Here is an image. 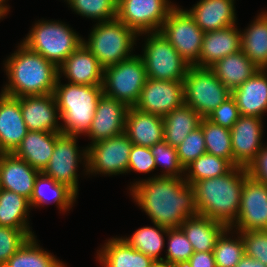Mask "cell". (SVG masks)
<instances>
[{
	"mask_svg": "<svg viewBox=\"0 0 267 267\" xmlns=\"http://www.w3.org/2000/svg\"><path fill=\"white\" fill-rule=\"evenodd\" d=\"M9 79L2 93L13 96L52 94L59 77L58 67L21 43L5 62Z\"/></svg>",
	"mask_w": 267,
	"mask_h": 267,
	"instance_id": "obj_3",
	"label": "cell"
},
{
	"mask_svg": "<svg viewBox=\"0 0 267 267\" xmlns=\"http://www.w3.org/2000/svg\"><path fill=\"white\" fill-rule=\"evenodd\" d=\"M77 136L61 134L55 141V148L48 165L42 171L54 181L67 185L78 193L77 164L79 159Z\"/></svg>",
	"mask_w": 267,
	"mask_h": 267,
	"instance_id": "obj_15",
	"label": "cell"
},
{
	"mask_svg": "<svg viewBox=\"0 0 267 267\" xmlns=\"http://www.w3.org/2000/svg\"><path fill=\"white\" fill-rule=\"evenodd\" d=\"M5 14L6 13L0 8V19H1V17H4Z\"/></svg>",
	"mask_w": 267,
	"mask_h": 267,
	"instance_id": "obj_52",
	"label": "cell"
},
{
	"mask_svg": "<svg viewBox=\"0 0 267 267\" xmlns=\"http://www.w3.org/2000/svg\"><path fill=\"white\" fill-rule=\"evenodd\" d=\"M29 200L9 190L0 189V226L30 229L27 215Z\"/></svg>",
	"mask_w": 267,
	"mask_h": 267,
	"instance_id": "obj_33",
	"label": "cell"
},
{
	"mask_svg": "<svg viewBox=\"0 0 267 267\" xmlns=\"http://www.w3.org/2000/svg\"><path fill=\"white\" fill-rule=\"evenodd\" d=\"M82 42L81 37L59 21H39L22 43L59 67Z\"/></svg>",
	"mask_w": 267,
	"mask_h": 267,
	"instance_id": "obj_6",
	"label": "cell"
},
{
	"mask_svg": "<svg viewBox=\"0 0 267 267\" xmlns=\"http://www.w3.org/2000/svg\"><path fill=\"white\" fill-rule=\"evenodd\" d=\"M241 50V32L231 27L205 32L199 56V67H211L215 62Z\"/></svg>",
	"mask_w": 267,
	"mask_h": 267,
	"instance_id": "obj_23",
	"label": "cell"
},
{
	"mask_svg": "<svg viewBox=\"0 0 267 267\" xmlns=\"http://www.w3.org/2000/svg\"><path fill=\"white\" fill-rule=\"evenodd\" d=\"M104 267H150L154 260L130 247L123 239H109L98 253Z\"/></svg>",
	"mask_w": 267,
	"mask_h": 267,
	"instance_id": "obj_29",
	"label": "cell"
},
{
	"mask_svg": "<svg viewBox=\"0 0 267 267\" xmlns=\"http://www.w3.org/2000/svg\"><path fill=\"white\" fill-rule=\"evenodd\" d=\"M129 107L104 94L99 98L90 129L86 134L92 143L124 133Z\"/></svg>",
	"mask_w": 267,
	"mask_h": 267,
	"instance_id": "obj_17",
	"label": "cell"
},
{
	"mask_svg": "<svg viewBox=\"0 0 267 267\" xmlns=\"http://www.w3.org/2000/svg\"><path fill=\"white\" fill-rule=\"evenodd\" d=\"M262 120L256 116H240L230 129L233 166L245 167L255 159L263 147Z\"/></svg>",
	"mask_w": 267,
	"mask_h": 267,
	"instance_id": "obj_16",
	"label": "cell"
},
{
	"mask_svg": "<svg viewBox=\"0 0 267 267\" xmlns=\"http://www.w3.org/2000/svg\"><path fill=\"white\" fill-rule=\"evenodd\" d=\"M246 169L251 178L267 185V147L261 148Z\"/></svg>",
	"mask_w": 267,
	"mask_h": 267,
	"instance_id": "obj_47",
	"label": "cell"
},
{
	"mask_svg": "<svg viewBox=\"0 0 267 267\" xmlns=\"http://www.w3.org/2000/svg\"><path fill=\"white\" fill-rule=\"evenodd\" d=\"M159 32L190 66L199 67L204 32L188 11L175 6L169 12Z\"/></svg>",
	"mask_w": 267,
	"mask_h": 267,
	"instance_id": "obj_10",
	"label": "cell"
},
{
	"mask_svg": "<svg viewBox=\"0 0 267 267\" xmlns=\"http://www.w3.org/2000/svg\"><path fill=\"white\" fill-rule=\"evenodd\" d=\"M32 236L30 229L0 226V267Z\"/></svg>",
	"mask_w": 267,
	"mask_h": 267,
	"instance_id": "obj_41",
	"label": "cell"
},
{
	"mask_svg": "<svg viewBox=\"0 0 267 267\" xmlns=\"http://www.w3.org/2000/svg\"><path fill=\"white\" fill-rule=\"evenodd\" d=\"M183 104V81H167L147 78L141 91L140 98L134 107L143 112L164 117Z\"/></svg>",
	"mask_w": 267,
	"mask_h": 267,
	"instance_id": "obj_13",
	"label": "cell"
},
{
	"mask_svg": "<svg viewBox=\"0 0 267 267\" xmlns=\"http://www.w3.org/2000/svg\"><path fill=\"white\" fill-rule=\"evenodd\" d=\"M234 223L239 231L267 230L266 184L249 175L245 178L241 191L240 209Z\"/></svg>",
	"mask_w": 267,
	"mask_h": 267,
	"instance_id": "obj_14",
	"label": "cell"
},
{
	"mask_svg": "<svg viewBox=\"0 0 267 267\" xmlns=\"http://www.w3.org/2000/svg\"><path fill=\"white\" fill-rule=\"evenodd\" d=\"M46 185L50 188L52 193V201L48 200V194L46 193ZM50 194V192H49ZM77 194L69 188L67 185L54 181L50 176L45 175L43 172H39L34 182V188L29 200L31 206H39L52 203L53 201L59 206L60 210H67L73 205Z\"/></svg>",
	"mask_w": 267,
	"mask_h": 267,
	"instance_id": "obj_32",
	"label": "cell"
},
{
	"mask_svg": "<svg viewBox=\"0 0 267 267\" xmlns=\"http://www.w3.org/2000/svg\"><path fill=\"white\" fill-rule=\"evenodd\" d=\"M230 228L224 231L217 239L213 249L216 267H235L245 255L242 237L238 236V240L228 239L225 235Z\"/></svg>",
	"mask_w": 267,
	"mask_h": 267,
	"instance_id": "obj_39",
	"label": "cell"
},
{
	"mask_svg": "<svg viewBox=\"0 0 267 267\" xmlns=\"http://www.w3.org/2000/svg\"><path fill=\"white\" fill-rule=\"evenodd\" d=\"M22 117L28 131L62 133L58 106L52 94L19 97ZM57 113V114H56Z\"/></svg>",
	"mask_w": 267,
	"mask_h": 267,
	"instance_id": "obj_18",
	"label": "cell"
},
{
	"mask_svg": "<svg viewBox=\"0 0 267 267\" xmlns=\"http://www.w3.org/2000/svg\"><path fill=\"white\" fill-rule=\"evenodd\" d=\"M153 227H142L129 238H122L130 247L151 257L154 261H163L159 254L164 246L161 233H167L168 228L154 224Z\"/></svg>",
	"mask_w": 267,
	"mask_h": 267,
	"instance_id": "obj_36",
	"label": "cell"
},
{
	"mask_svg": "<svg viewBox=\"0 0 267 267\" xmlns=\"http://www.w3.org/2000/svg\"><path fill=\"white\" fill-rule=\"evenodd\" d=\"M61 134L28 131L13 154L42 172L48 165L55 148V141Z\"/></svg>",
	"mask_w": 267,
	"mask_h": 267,
	"instance_id": "obj_26",
	"label": "cell"
},
{
	"mask_svg": "<svg viewBox=\"0 0 267 267\" xmlns=\"http://www.w3.org/2000/svg\"><path fill=\"white\" fill-rule=\"evenodd\" d=\"M133 198L153 224L180 227L186 219L198 216L194 190L183 177L154 176L130 188Z\"/></svg>",
	"mask_w": 267,
	"mask_h": 267,
	"instance_id": "obj_1",
	"label": "cell"
},
{
	"mask_svg": "<svg viewBox=\"0 0 267 267\" xmlns=\"http://www.w3.org/2000/svg\"><path fill=\"white\" fill-rule=\"evenodd\" d=\"M124 134L134 145L150 148L164 140L163 117L129 107Z\"/></svg>",
	"mask_w": 267,
	"mask_h": 267,
	"instance_id": "obj_22",
	"label": "cell"
},
{
	"mask_svg": "<svg viewBox=\"0 0 267 267\" xmlns=\"http://www.w3.org/2000/svg\"><path fill=\"white\" fill-rule=\"evenodd\" d=\"M34 237H29L2 267H65L50 253L42 250Z\"/></svg>",
	"mask_w": 267,
	"mask_h": 267,
	"instance_id": "obj_34",
	"label": "cell"
},
{
	"mask_svg": "<svg viewBox=\"0 0 267 267\" xmlns=\"http://www.w3.org/2000/svg\"><path fill=\"white\" fill-rule=\"evenodd\" d=\"M241 50L260 69L267 65V12L241 33Z\"/></svg>",
	"mask_w": 267,
	"mask_h": 267,
	"instance_id": "obj_31",
	"label": "cell"
},
{
	"mask_svg": "<svg viewBox=\"0 0 267 267\" xmlns=\"http://www.w3.org/2000/svg\"><path fill=\"white\" fill-rule=\"evenodd\" d=\"M167 0H118L117 19L137 34L159 32L175 7Z\"/></svg>",
	"mask_w": 267,
	"mask_h": 267,
	"instance_id": "obj_12",
	"label": "cell"
},
{
	"mask_svg": "<svg viewBox=\"0 0 267 267\" xmlns=\"http://www.w3.org/2000/svg\"><path fill=\"white\" fill-rule=\"evenodd\" d=\"M183 267H216L213 252H194Z\"/></svg>",
	"mask_w": 267,
	"mask_h": 267,
	"instance_id": "obj_48",
	"label": "cell"
},
{
	"mask_svg": "<svg viewBox=\"0 0 267 267\" xmlns=\"http://www.w3.org/2000/svg\"><path fill=\"white\" fill-rule=\"evenodd\" d=\"M235 267H267V266L262 262L255 260L254 258L247 256L245 254Z\"/></svg>",
	"mask_w": 267,
	"mask_h": 267,
	"instance_id": "obj_49",
	"label": "cell"
},
{
	"mask_svg": "<svg viewBox=\"0 0 267 267\" xmlns=\"http://www.w3.org/2000/svg\"><path fill=\"white\" fill-rule=\"evenodd\" d=\"M150 150L154 156L156 167L162 165L165 167V170H167L164 174L159 176L181 177L180 173L182 174L183 172L184 174L185 169L180 164L177 149L175 147H172L163 140L150 147Z\"/></svg>",
	"mask_w": 267,
	"mask_h": 267,
	"instance_id": "obj_42",
	"label": "cell"
},
{
	"mask_svg": "<svg viewBox=\"0 0 267 267\" xmlns=\"http://www.w3.org/2000/svg\"><path fill=\"white\" fill-rule=\"evenodd\" d=\"M242 116L260 117L267 111V75L258 69L249 79L232 91Z\"/></svg>",
	"mask_w": 267,
	"mask_h": 267,
	"instance_id": "obj_24",
	"label": "cell"
},
{
	"mask_svg": "<svg viewBox=\"0 0 267 267\" xmlns=\"http://www.w3.org/2000/svg\"><path fill=\"white\" fill-rule=\"evenodd\" d=\"M181 166L185 169L198 157L206 153L202 127L199 126L176 147Z\"/></svg>",
	"mask_w": 267,
	"mask_h": 267,
	"instance_id": "obj_43",
	"label": "cell"
},
{
	"mask_svg": "<svg viewBox=\"0 0 267 267\" xmlns=\"http://www.w3.org/2000/svg\"><path fill=\"white\" fill-rule=\"evenodd\" d=\"M233 167L227 159L204 153L185 168L190 174L184 180L192 185L194 182L225 175Z\"/></svg>",
	"mask_w": 267,
	"mask_h": 267,
	"instance_id": "obj_35",
	"label": "cell"
},
{
	"mask_svg": "<svg viewBox=\"0 0 267 267\" xmlns=\"http://www.w3.org/2000/svg\"><path fill=\"white\" fill-rule=\"evenodd\" d=\"M201 120L202 117L196 111L183 104L163 117L164 141L176 148L200 126Z\"/></svg>",
	"mask_w": 267,
	"mask_h": 267,
	"instance_id": "obj_30",
	"label": "cell"
},
{
	"mask_svg": "<svg viewBox=\"0 0 267 267\" xmlns=\"http://www.w3.org/2000/svg\"><path fill=\"white\" fill-rule=\"evenodd\" d=\"M234 0H200L187 10L196 24L205 32L235 25Z\"/></svg>",
	"mask_w": 267,
	"mask_h": 267,
	"instance_id": "obj_25",
	"label": "cell"
},
{
	"mask_svg": "<svg viewBox=\"0 0 267 267\" xmlns=\"http://www.w3.org/2000/svg\"><path fill=\"white\" fill-rule=\"evenodd\" d=\"M247 256L267 266V230L239 231Z\"/></svg>",
	"mask_w": 267,
	"mask_h": 267,
	"instance_id": "obj_44",
	"label": "cell"
},
{
	"mask_svg": "<svg viewBox=\"0 0 267 267\" xmlns=\"http://www.w3.org/2000/svg\"><path fill=\"white\" fill-rule=\"evenodd\" d=\"M209 68L231 92L259 69L242 50L218 60Z\"/></svg>",
	"mask_w": 267,
	"mask_h": 267,
	"instance_id": "obj_28",
	"label": "cell"
},
{
	"mask_svg": "<svg viewBox=\"0 0 267 267\" xmlns=\"http://www.w3.org/2000/svg\"><path fill=\"white\" fill-rule=\"evenodd\" d=\"M58 77L53 95L58 106L62 134L77 136L87 133L91 127L102 85L60 84Z\"/></svg>",
	"mask_w": 267,
	"mask_h": 267,
	"instance_id": "obj_4",
	"label": "cell"
},
{
	"mask_svg": "<svg viewBox=\"0 0 267 267\" xmlns=\"http://www.w3.org/2000/svg\"><path fill=\"white\" fill-rule=\"evenodd\" d=\"M58 72L59 76L63 72L73 84L103 83L104 67L83 43L58 67Z\"/></svg>",
	"mask_w": 267,
	"mask_h": 267,
	"instance_id": "obj_21",
	"label": "cell"
},
{
	"mask_svg": "<svg viewBox=\"0 0 267 267\" xmlns=\"http://www.w3.org/2000/svg\"><path fill=\"white\" fill-rule=\"evenodd\" d=\"M5 2V0H0V8L5 12L7 13L9 10H8V7L5 6L3 3Z\"/></svg>",
	"mask_w": 267,
	"mask_h": 267,
	"instance_id": "obj_51",
	"label": "cell"
},
{
	"mask_svg": "<svg viewBox=\"0 0 267 267\" xmlns=\"http://www.w3.org/2000/svg\"><path fill=\"white\" fill-rule=\"evenodd\" d=\"M247 176L245 167L234 166L225 175L194 182L191 186L198 214L222 222L233 229L240 209L242 187Z\"/></svg>",
	"mask_w": 267,
	"mask_h": 267,
	"instance_id": "obj_2",
	"label": "cell"
},
{
	"mask_svg": "<svg viewBox=\"0 0 267 267\" xmlns=\"http://www.w3.org/2000/svg\"><path fill=\"white\" fill-rule=\"evenodd\" d=\"M39 170L13 153L0 154V188L30 200Z\"/></svg>",
	"mask_w": 267,
	"mask_h": 267,
	"instance_id": "obj_20",
	"label": "cell"
},
{
	"mask_svg": "<svg viewBox=\"0 0 267 267\" xmlns=\"http://www.w3.org/2000/svg\"><path fill=\"white\" fill-rule=\"evenodd\" d=\"M150 267H174L165 261H154V263Z\"/></svg>",
	"mask_w": 267,
	"mask_h": 267,
	"instance_id": "obj_50",
	"label": "cell"
},
{
	"mask_svg": "<svg viewBox=\"0 0 267 267\" xmlns=\"http://www.w3.org/2000/svg\"><path fill=\"white\" fill-rule=\"evenodd\" d=\"M141 58L147 78L155 80L183 81L190 68L160 32L150 33Z\"/></svg>",
	"mask_w": 267,
	"mask_h": 267,
	"instance_id": "obj_9",
	"label": "cell"
},
{
	"mask_svg": "<svg viewBox=\"0 0 267 267\" xmlns=\"http://www.w3.org/2000/svg\"><path fill=\"white\" fill-rule=\"evenodd\" d=\"M184 104L202 118L232 96L209 67L190 66L184 80Z\"/></svg>",
	"mask_w": 267,
	"mask_h": 267,
	"instance_id": "obj_8",
	"label": "cell"
},
{
	"mask_svg": "<svg viewBox=\"0 0 267 267\" xmlns=\"http://www.w3.org/2000/svg\"><path fill=\"white\" fill-rule=\"evenodd\" d=\"M166 234L169 242L163 261L174 267H183L194 253L192 244L180 227L168 228Z\"/></svg>",
	"mask_w": 267,
	"mask_h": 267,
	"instance_id": "obj_40",
	"label": "cell"
},
{
	"mask_svg": "<svg viewBox=\"0 0 267 267\" xmlns=\"http://www.w3.org/2000/svg\"><path fill=\"white\" fill-rule=\"evenodd\" d=\"M240 111L235 99L231 96L225 102L221 103L206 117L209 121L224 128L231 129L240 117Z\"/></svg>",
	"mask_w": 267,
	"mask_h": 267,
	"instance_id": "obj_45",
	"label": "cell"
},
{
	"mask_svg": "<svg viewBox=\"0 0 267 267\" xmlns=\"http://www.w3.org/2000/svg\"><path fill=\"white\" fill-rule=\"evenodd\" d=\"M28 132L19 97L0 94V154L13 153Z\"/></svg>",
	"mask_w": 267,
	"mask_h": 267,
	"instance_id": "obj_19",
	"label": "cell"
},
{
	"mask_svg": "<svg viewBox=\"0 0 267 267\" xmlns=\"http://www.w3.org/2000/svg\"><path fill=\"white\" fill-rule=\"evenodd\" d=\"M156 169V163L149 147L132 145L129 154V164L127 172L149 173Z\"/></svg>",
	"mask_w": 267,
	"mask_h": 267,
	"instance_id": "obj_46",
	"label": "cell"
},
{
	"mask_svg": "<svg viewBox=\"0 0 267 267\" xmlns=\"http://www.w3.org/2000/svg\"><path fill=\"white\" fill-rule=\"evenodd\" d=\"M194 252H212L217 239L228 229L222 222L204 216H194L186 219L180 226Z\"/></svg>",
	"mask_w": 267,
	"mask_h": 267,
	"instance_id": "obj_27",
	"label": "cell"
},
{
	"mask_svg": "<svg viewBox=\"0 0 267 267\" xmlns=\"http://www.w3.org/2000/svg\"><path fill=\"white\" fill-rule=\"evenodd\" d=\"M204 135L206 153L227 159L233 165L231 131L206 118L200 122Z\"/></svg>",
	"mask_w": 267,
	"mask_h": 267,
	"instance_id": "obj_37",
	"label": "cell"
},
{
	"mask_svg": "<svg viewBox=\"0 0 267 267\" xmlns=\"http://www.w3.org/2000/svg\"><path fill=\"white\" fill-rule=\"evenodd\" d=\"M147 80L146 68L140 55L104 68L103 94L134 107Z\"/></svg>",
	"mask_w": 267,
	"mask_h": 267,
	"instance_id": "obj_7",
	"label": "cell"
},
{
	"mask_svg": "<svg viewBox=\"0 0 267 267\" xmlns=\"http://www.w3.org/2000/svg\"><path fill=\"white\" fill-rule=\"evenodd\" d=\"M132 145L124 133L92 143L82 154L87 172L109 175L127 173Z\"/></svg>",
	"mask_w": 267,
	"mask_h": 267,
	"instance_id": "obj_11",
	"label": "cell"
},
{
	"mask_svg": "<svg viewBox=\"0 0 267 267\" xmlns=\"http://www.w3.org/2000/svg\"><path fill=\"white\" fill-rule=\"evenodd\" d=\"M118 0H67L77 14L106 22L117 17Z\"/></svg>",
	"mask_w": 267,
	"mask_h": 267,
	"instance_id": "obj_38",
	"label": "cell"
},
{
	"mask_svg": "<svg viewBox=\"0 0 267 267\" xmlns=\"http://www.w3.org/2000/svg\"><path fill=\"white\" fill-rule=\"evenodd\" d=\"M137 33L120 20L99 22L83 44L105 68L130 58ZM132 48V49H131ZM130 51V52H129Z\"/></svg>",
	"mask_w": 267,
	"mask_h": 267,
	"instance_id": "obj_5",
	"label": "cell"
}]
</instances>
